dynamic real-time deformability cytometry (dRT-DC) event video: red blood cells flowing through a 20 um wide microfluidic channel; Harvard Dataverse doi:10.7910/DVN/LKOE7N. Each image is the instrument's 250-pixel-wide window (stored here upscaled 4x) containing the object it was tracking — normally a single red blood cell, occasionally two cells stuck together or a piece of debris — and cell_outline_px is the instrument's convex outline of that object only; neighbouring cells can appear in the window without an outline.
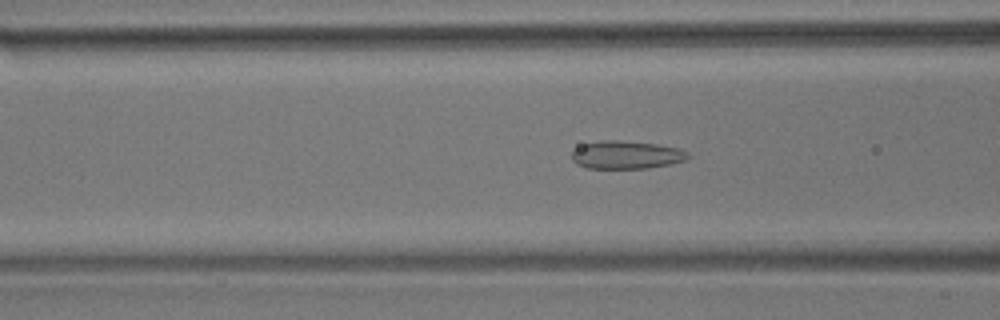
{"species": "common noctule bat (a hibernating species)", "species_latin": "Nyctalus noctula", "temperature_condition": "room temperature", "stored_images_in_passage": 56, "camera_frame_rate_fps": 3000, "um_per_image_px": 0.085, "animal": {"sex": "male", "body_mass_g": 17.9}, "frame": {"image": 1, "passage_image": 21, "time_ms": 6.667, "image_size_px": [1000, 320], "cell_outline_px": [[692, 156], [684, 160], [672, 164], [648, 168], [588, 168], [576, 164], [572, 160], [572, 152], [576, 148], [584, 144], [600, 140], [616, 140], [656, 144], [676, 148], [688, 152]], "centroid_in_image_um": [53.24, 13.17], "position_along_channel_um": 113.4, "area_um2": 18.9}}
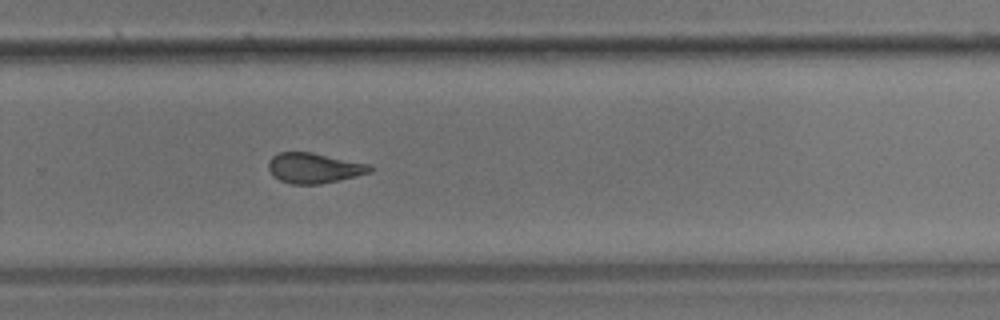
{"frame": {"image": 2, "passage_image": 37, "time_ms": 12.0, "image_size_px": [1000, 320], "cell_outline_px": [[372, 172], [340, 180], [320, 184], [292, 184], [280, 180], [268, 168], [268, 160], [272, 156], [280, 152], [312, 152], [368, 164], [372, 168]], "centroid_in_image_um": [26.69, 14.28], "position_along_channel_um": 303.1, "area_um2": 17.74}}
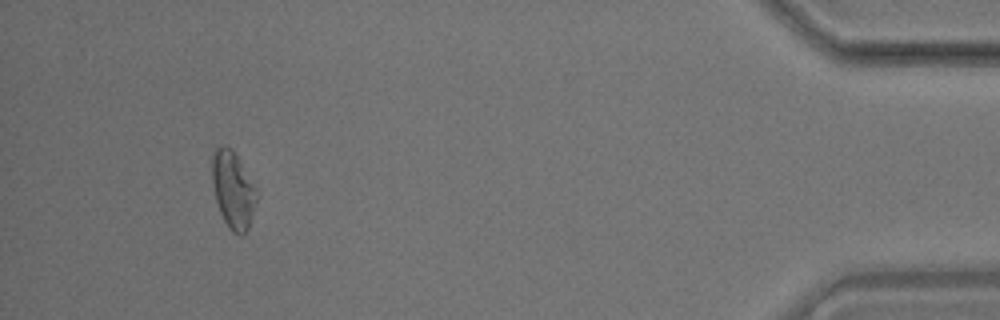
{"frame": {"image": 3, "passage_image": 52, "time_ms": 17.0, "image_size_px": [1000, 320], "cell_outline_px": [[256, 200], [248, 228], [244, 236], [240, 236], [232, 232], [228, 228], [220, 212], [216, 200], [212, 184], [212, 152], [216, 148], [224, 144], [232, 148], [252, 184], [256, 196]], "centroid_in_image_um": [19.76, 16.15], "position_along_channel_um": 415.4, "area_um2": 19.59}, "authors_computed_cell_mechanics": {"area_um2": 19.2763, "velocity_mm_per_s": 3.5612, "shape_relaxation_time_tau1_ms": null, "shape_relaxation_time_tau2_ms": 1.6701, "deformation_change_tau1": null, "deformation_change_tau2": 0.0933}}